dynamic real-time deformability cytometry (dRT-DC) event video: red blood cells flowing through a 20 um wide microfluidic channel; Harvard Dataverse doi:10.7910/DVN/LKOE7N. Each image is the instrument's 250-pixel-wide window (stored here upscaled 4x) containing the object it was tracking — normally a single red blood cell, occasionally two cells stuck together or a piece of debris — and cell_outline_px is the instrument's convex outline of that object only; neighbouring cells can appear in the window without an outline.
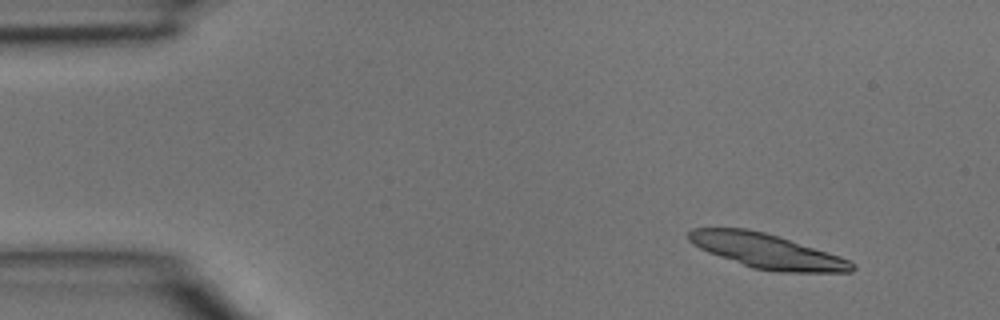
{"species": "common noctule bat (a hibernating species)", "species_latin": "Nyctalus noctula", "temperature_condition": "room temperature", "stored_images_in_passage": 4, "segment_of_instrument_passage": [1, 2], "camera_frame_rate_fps": 3000, "um_per_image_px": 0.085, "animal": {"sex": "male", "body_mass_g": 15.6}, "frame": {"image": 1, "passage_image": 1, "time_ms": 0.0, "image_size_px": [1000, 320], "cell_outline_px": [[856, 268], [852, 272], [776, 272], [752, 268], [708, 252], [692, 244], [688, 240], [688, 232], [692, 228], [748, 228], [764, 232], [840, 256], [856, 264]], "centroid_in_image_um": [65.18, 21.35], "position_along_channel_um": 19.8, "area_um2": 32.77}}